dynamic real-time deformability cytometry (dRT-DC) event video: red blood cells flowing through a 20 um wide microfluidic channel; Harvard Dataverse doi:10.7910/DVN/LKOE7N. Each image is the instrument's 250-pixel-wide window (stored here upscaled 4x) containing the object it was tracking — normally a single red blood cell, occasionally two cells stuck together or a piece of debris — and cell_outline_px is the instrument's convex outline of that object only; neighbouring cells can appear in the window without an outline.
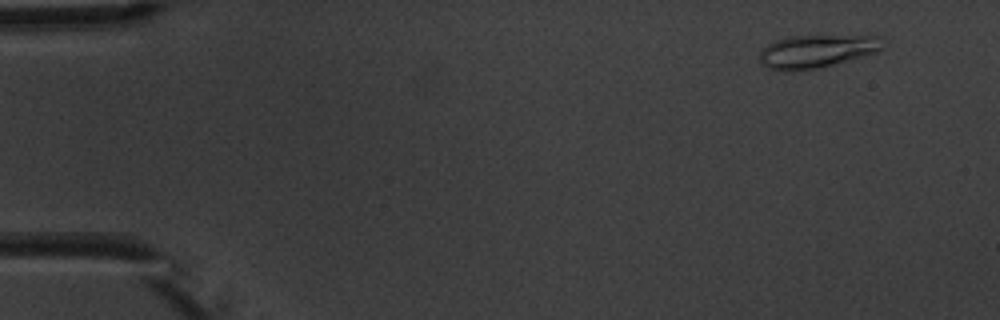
{"species": "common noctule bat (a hibernating species)", "species_latin": "Nyctalus noctula", "temperature_condition": "warm", "stored_images_in_passage": 5, "camera_frame_rate_fps": 3000, "um_per_image_px": 0.085, "animal": {"sex": "male", "body_mass_g": 20.1, "forearm_length_mm": 53.5}, "frame": {"image": 1, "passage_image": 1, "time_ms": 0.0, "image_size_px": [1000, 320], "cell_outline_px": [[888, 40], [876, 52], [820, 68], [792, 72], [784, 72], [768, 68], [760, 60], [760, 52], [768, 44], [776, 40], [792, 36], [884, 36]], "centroid_in_image_um": [69.44, 4.36], "position_along_channel_um": 15.6, "area_um2": 23.76}}
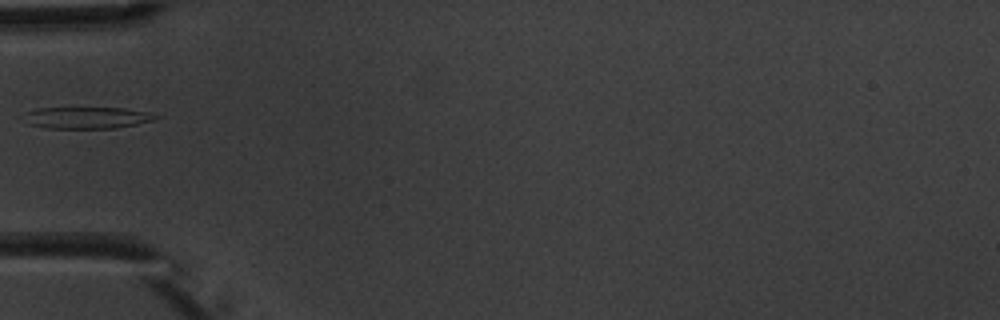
{"frame": {"image": 2, "passage_image": 5, "time_ms": 4.667, "image_size_px": [1000, 320], "cell_outline_px": [[160, 116], [156, 120], [116, 128], [44, 128], [28, 124], [24, 112], [36, 108], [124, 108], [148, 112]], "centroid_in_image_um": [7.4, 10.0], "position_along_channel_um": 77.6, "area_um2": 16.65}}